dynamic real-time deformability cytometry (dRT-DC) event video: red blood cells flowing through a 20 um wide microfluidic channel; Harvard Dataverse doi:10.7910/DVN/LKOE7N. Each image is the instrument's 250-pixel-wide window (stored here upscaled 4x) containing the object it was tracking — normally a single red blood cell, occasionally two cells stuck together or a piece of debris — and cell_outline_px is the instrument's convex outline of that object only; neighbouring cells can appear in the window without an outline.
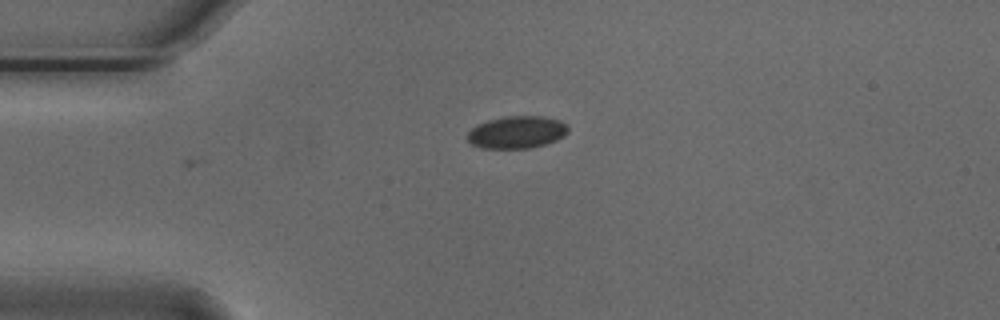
{"species": "Egyptian fruit bat (a non-hibernating species)", "species_latin": "Rousettus aegyptiacus", "temperature_condition": "cold", "stored_images_in_passage": 35, "camera_frame_rate_fps": 3000, "um_per_image_px": 0.085, "animal": {"sex": "male"}, "frame": {"image": 1, "passage_image": 1, "time_ms": 0.0, "image_size_px": [1000, 320], "cell_outline_px": [[568, 132], [564, 136], [556, 140], [532, 148], [484, 148], [472, 144], [468, 140], [468, 132], [476, 124], [488, 120], [504, 116], [544, 116], [560, 120], [568, 128]], "centroid_in_image_um": [43.93, 11.23], "position_along_channel_um": 41.1, "area_um2": 18.96}}
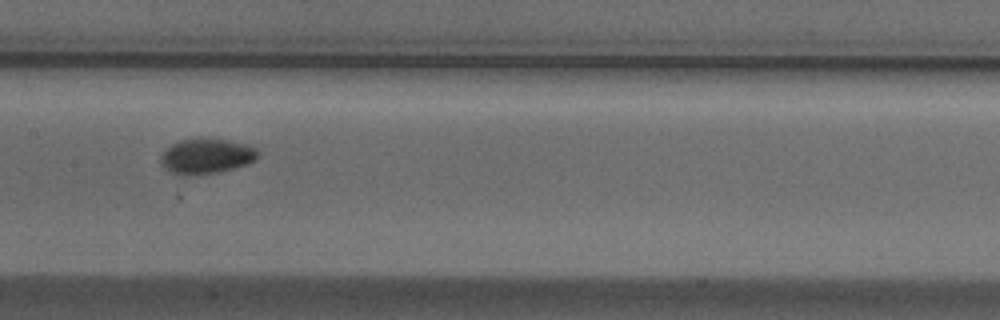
{"frame": {"image": 2, "passage_image": 15, "time_ms": 4.667, "image_size_px": [1000, 320], "cell_outline_px": [[256, 156], [248, 164], [220, 172], [184, 176], [180, 176], [164, 168], [160, 164], [160, 156], [172, 144], [180, 140], [196, 136], [200, 136], [228, 140], [244, 144], [256, 148]], "centroid_in_image_um": [17.48, 13.26], "position_along_channel_um": 189.9, "area_um2": 20.17}}
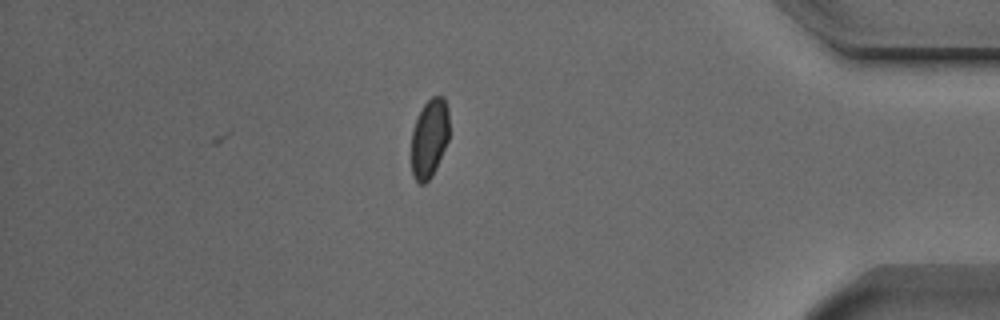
{"frame": {"image": 3, "passage_image": 35, "time_ms": 11.333, "image_size_px": [1000, 320], "cell_outline_px": [[448, 140], [436, 168], [432, 176], [424, 184], [420, 184], [412, 176], [412, 128], [424, 104], [432, 96], [444, 96], [448, 108]], "centroid_in_image_um": [36.5, 11.75], "position_along_channel_um": 398.7, "area_um2": 17.34}, "authors_computed_cell_mechanics": {"area_um2": 18.8428, "velocity_mm_per_s": 3.7188, "shape_relaxation_time_tau1_ms": 1.4253, "shape_relaxation_time_tau2_ms": null, "deformation_change_tau1": 0.0783, "deformation_change_tau2": null}}